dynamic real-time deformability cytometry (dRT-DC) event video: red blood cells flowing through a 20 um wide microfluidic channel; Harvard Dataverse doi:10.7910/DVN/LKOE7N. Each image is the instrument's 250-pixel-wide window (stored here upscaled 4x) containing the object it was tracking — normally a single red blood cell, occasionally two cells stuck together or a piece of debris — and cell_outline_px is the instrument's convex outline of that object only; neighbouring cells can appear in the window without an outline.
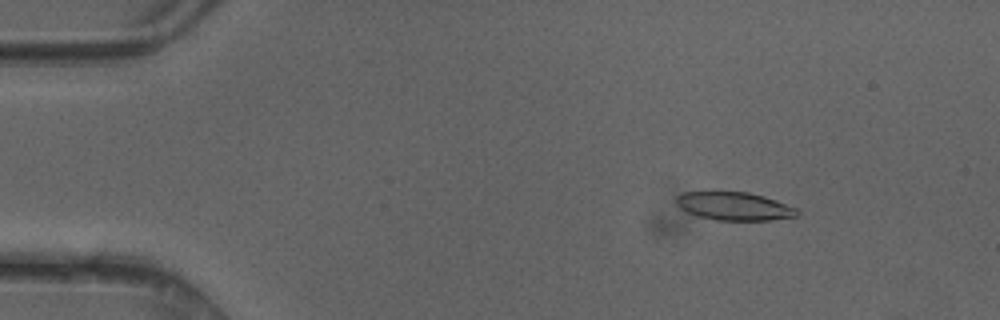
{"species": "common noctule bat (a hibernating species)", "species_latin": "Nyctalus noctula", "temperature_condition": "cold", "stored_images_in_passage": 9, "camera_frame_rate_fps": 3000, "um_per_image_px": 0.085, "animal": {"sex": "female"}, "frame": {"image": 1, "passage_image": 7, "time_ms": 2.0, "image_size_px": [1000, 320], "cell_outline_px": [[800, 212], [796, 216], [768, 220], [716, 220], [700, 216], [688, 212], [680, 208], [676, 204], [676, 196], [684, 192], [748, 192], [764, 196], [796, 208]], "centroid_in_image_um": [62.39, 17.52], "position_along_channel_um": 22.6, "area_um2": 19.59}}